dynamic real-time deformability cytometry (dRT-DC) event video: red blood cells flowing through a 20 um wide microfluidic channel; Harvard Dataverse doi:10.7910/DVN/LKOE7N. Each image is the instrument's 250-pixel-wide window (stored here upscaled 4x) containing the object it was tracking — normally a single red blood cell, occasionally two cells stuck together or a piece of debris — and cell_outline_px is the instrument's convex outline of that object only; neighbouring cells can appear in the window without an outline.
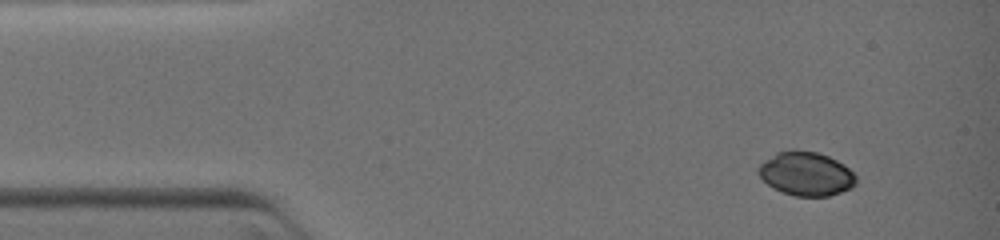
{"species": "common noctule bat (a hibernating species)", "species_latin": "Nyctalus noctula", "temperature_condition": "warm", "stored_images_in_passage": 14, "camera_frame_rate_fps": 3000, "um_per_image_px": 0.085, "animal": {"sex": "female", "body_mass_g": 19.0, "forearm_length_mm": 51.5}, "frame": {"image": 1, "passage_image": 1, "time_ms": 0.0, "image_size_px": [1000, 240], "cell_outline_px": [[856, 184], [840, 192], [828, 196], [792, 196], [772, 188], [756, 172], [756, 168], [764, 160], [776, 152], [792, 148], [796, 148], [816, 152], [828, 156], [844, 164], [856, 176]], "centroid_in_image_um": [68.47, 14.75], "position_along_channel_um": 16.5, "area_um2": 25.2}}
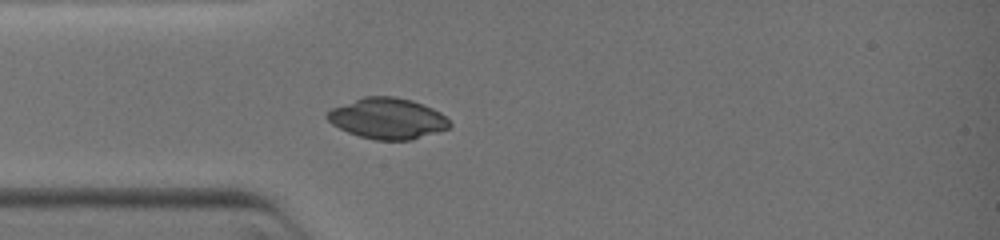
{"frame": {"image": 2, "passage_image": 7, "time_ms": 2.333, "image_size_px": [1000, 240], "cell_outline_px": [[452, 124], [448, 128], [412, 140], [376, 140], [360, 136], [348, 132], [332, 124], [324, 116], [332, 108], [364, 96], [396, 96], [412, 100], [432, 108], [440, 112]], "centroid_in_image_um": [32.93, 10.06], "position_along_channel_um": 52.1, "area_um2": 29.02}}
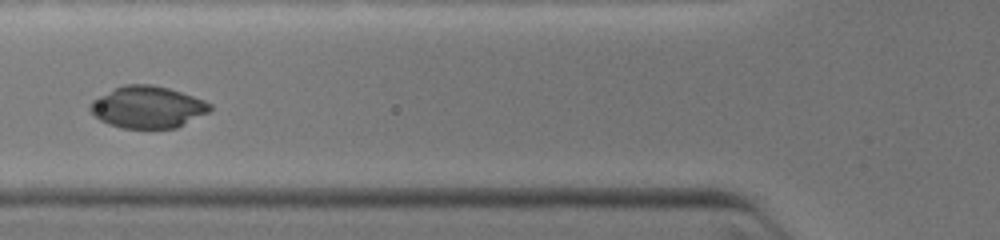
{"frame": {"image": 3, "passage_image": 11, "time_ms": 3.667, "image_size_px": [1000, 240], "cell_outline_px": [[212, 108], [208, 112], [176, 128], [120, 128], [108, 124], [100, 120], [88, 108], [88, 104], [92, 100], [124, 84], [152, 84], [168, 88], [204, 100], [212, 104]], "centroid_in_image_um": [12.53, 9.11], "position_along_channel_um": 113.3, "area_um2": 29.07}}